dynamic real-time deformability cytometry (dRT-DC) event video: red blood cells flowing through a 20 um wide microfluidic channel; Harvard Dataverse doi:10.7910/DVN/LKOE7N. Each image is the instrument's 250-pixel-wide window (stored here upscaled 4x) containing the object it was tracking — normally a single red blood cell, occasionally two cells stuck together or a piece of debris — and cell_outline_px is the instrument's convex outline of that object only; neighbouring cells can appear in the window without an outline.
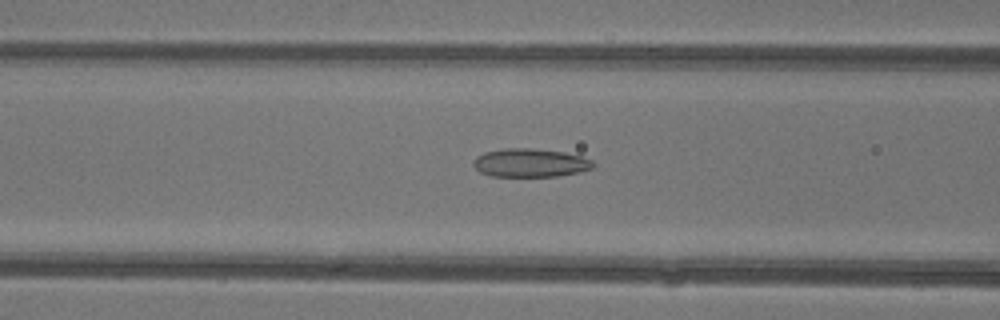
{"species": "common noctule bat (a hibernating species)", "species_latin": "Nyctalus noctula", "temperature_condition": "warm", "stored_images_in_passage": 47, "camera_frame_rate_fps": 3000, "um_per_image_px": 0.085, "animal": {"sex": "female"}, "frame": {"image": 1, "passage_image": 19, "time_ms": 6.0, "image_size_px": [1000, 320], "cell_outline_px": [[596, 164], [592, 168], [580, 172], [556, 176], [492, 176], [480, 172], [472, 164], [476, 156], [484, 152], [504, 148], [528, 148], [564, 152], [580, 156], [592, 160]], "centroid_in_image_um": [45.06, 13.84], "position_along_channel_um": 121.5, "area_um2": 19.83}}
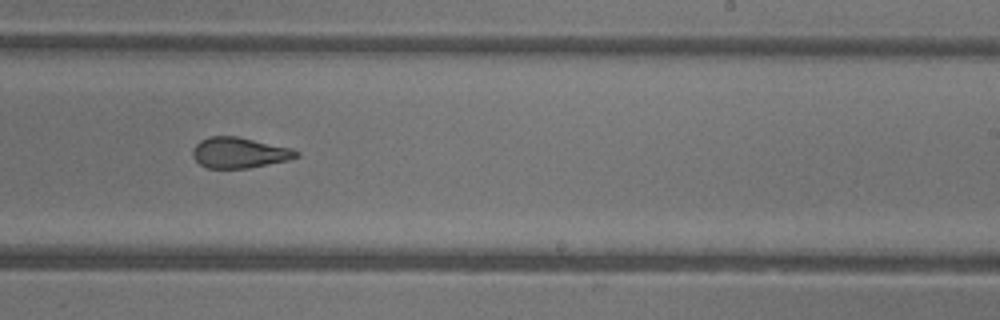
{"frame": {"image": 2, "passage_image": 29, "time_ms": 9.333, "image_size_px": [1000, 320], "cell_outline_px": [[300, 156], [288, 160], [248, 168], [208, 168], [200, 164], [192, 156], [192, 148], [200, 140], [208, 136], [236, 136], [292, 148], [300, 152]], "centroid_in_image_um": [20.34, 12.97], "position_along_channel_um": 268.7, "area_um2": 18.55}}
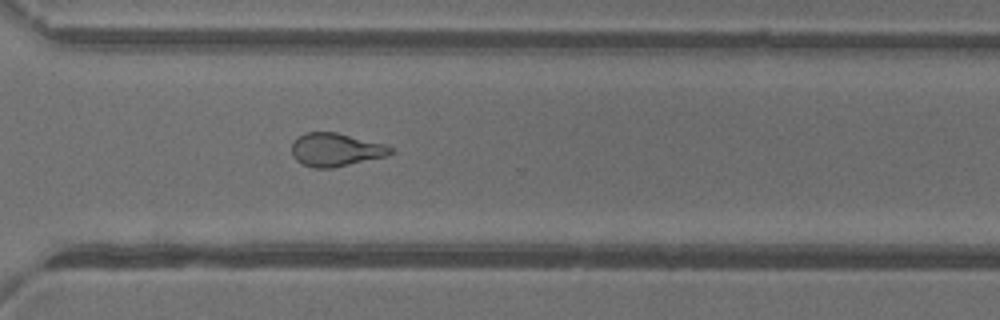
{"frame": {"image": 3, "passage_image": 34, "time_ms": 11.0, "image_size_px": [1000, 320], "cell_outline_px": [[392, 152], [388, 156], [332, 168], [312, 168], [296, 160], [292, 156], [292, 144], [304, 132], [336, 132], [384, 144], [392, 148]], "centroid_in_image_um": [28.53, 12.73], "position_along_channel_um": 342.1, "area_um2": 19.02}, "authors_computed_cell_mechanics": {"area_um2": 20.6924, "velocity_mm_per_s": 4.4181, "shape_relaxation_time_tau1_ms": null, "shape_relaxation_time_tau2_ms": 1.5429, "deformation_change_tau1": null, "deformation_change_tau2": 0.1004}}